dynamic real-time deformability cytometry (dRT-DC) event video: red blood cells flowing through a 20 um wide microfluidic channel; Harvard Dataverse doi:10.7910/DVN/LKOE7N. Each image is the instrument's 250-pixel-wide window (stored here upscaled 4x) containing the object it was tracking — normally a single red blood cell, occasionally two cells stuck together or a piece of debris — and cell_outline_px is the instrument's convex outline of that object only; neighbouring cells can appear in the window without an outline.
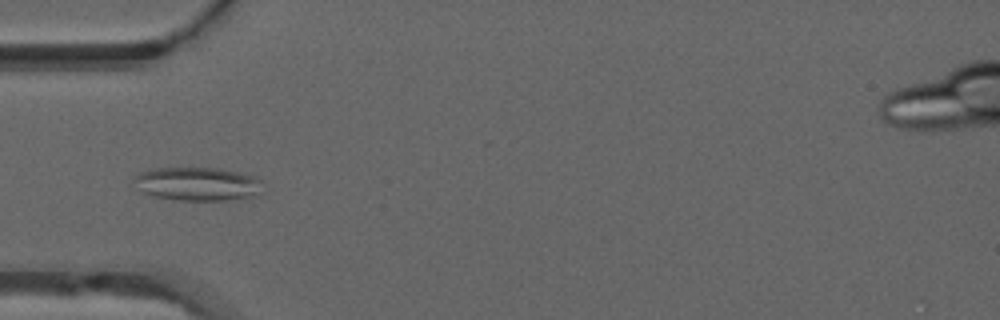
{"species": "common noctule bat (a hibernating species)", "species_latin": "Nyctalus noctula", "temperature_condition": "warm", "stored_images_in_passage": 51, "camera_frame_rate_fps": 3000, "um_per_image_px": 0.085, "animal": {"sex": "male", "forearm_length_mm": 52.5}, "frame": {"image": 1, "passage_image": 16, "time_ms": 5.0, "image_size_px": [1000, 320], "cell_outline_px": [[260, 180], [256, 196], [224, 200], [180, 200], [152, 196], [136, 188], [136, 176], [140, 172], [156, 168], [216, 168], [256, 176]], "centroid_in_image_um": [16.75, 15.63], "position_along_channel_um": 68.3, "area_um2": 24.68}}
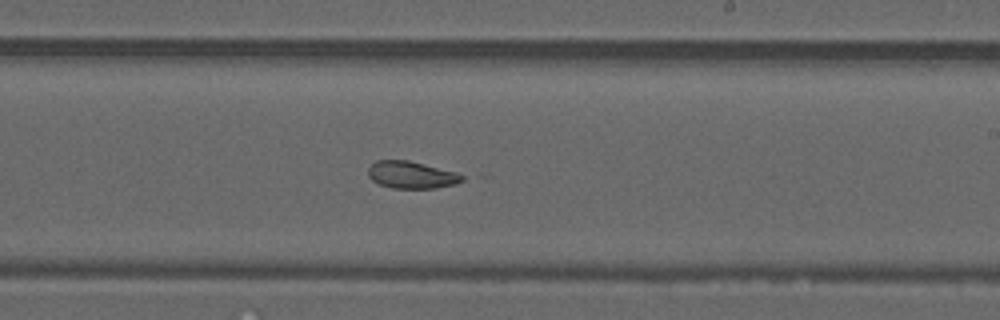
{"frame": {"image": 2, "passage_image": 30, "time_ms": 9.667, "image_size_px": [1000, 320], "cell_outline_px": [[464, 180], [452, 184], [432, 188], [392, 188], [380, 184], [372, 180], [368, 176], [368, 168], [376, 160], [408, 160], [456, 172], [464, 176]], "centroid_in_image_um": [34.94, 14.85], "position_along_channel_um": 254.1, "area_um2": 14.68}}
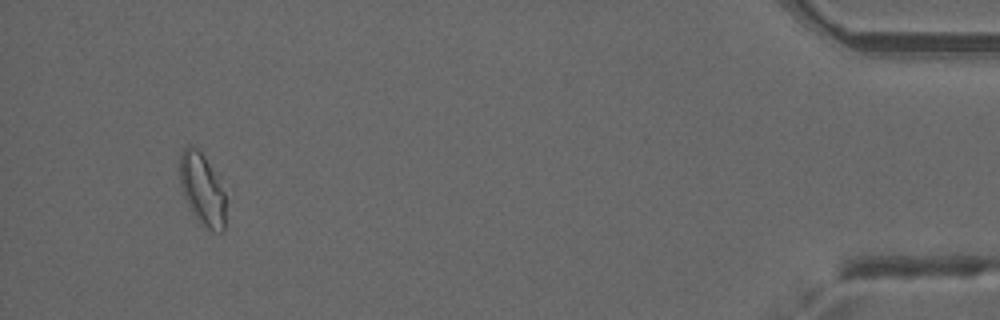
{"frame": {"image": 3, "passage_image": 48, "time_ms": 15.667, "image_size_px": [1000, 320], "cell_outline_px": [[224, 228], [220, 232], [212, 232], [200, 224], [188, 204], [184, 196], [180, 184], [180, 156], [184, 148], [188, 144], [196, 148], [204, 156], [220, 176], [224, 192]], "centroid_in_image_um": [17.2, 16.07], "position_along_channel_um": 418.0, "area_um2": 19.31}, "authors_computed_cell_mechanics": {"area_um2": 17.34, "velocity_mm_per_s": 3.9821, "shape_relaxation_time_tau1_ms": null, "shape_relaxation_time_tau2_ms": 2.7478, "deformation_change_tau1": null, "deformation_change_tau2": 0.0757}}